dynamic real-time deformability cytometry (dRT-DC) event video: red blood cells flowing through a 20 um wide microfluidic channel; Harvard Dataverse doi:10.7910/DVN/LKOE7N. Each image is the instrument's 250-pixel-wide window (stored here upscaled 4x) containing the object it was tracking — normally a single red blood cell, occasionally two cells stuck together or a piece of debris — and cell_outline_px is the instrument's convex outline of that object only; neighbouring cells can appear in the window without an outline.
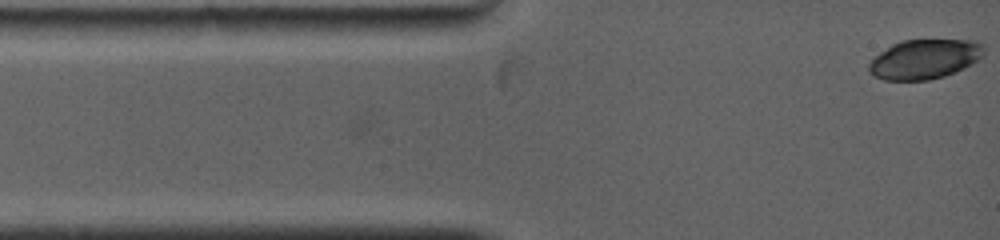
{"species": "common noctule bat (a hibernating species)", "species_latin": "Nyctalus noctula", "temperature_condition": "warm", "stored_images_in_passage": 3, "camera_frame_rate_fps": 5000, "um_per_image_px": 0.085, "animal": {"sex": "female", "body_mass_g": 19.0, "forearm_length_mm": 53.3}, "frame": {"image": 1, "passage_image": 3, "time_ms": 0.4, "image_size_px": [1000, 240], "cell_outline_px": [[984, 48], [980, 56], [976, 60], [964, 68], [944, 76], [928, 80], [884, 80], [876, 76], [868, 68], [868, 64], [880, 52], [892, 44], [904, 40], [976, 40], [984, 44]], "centroid_in_image_um": [78.59, 5.02], "position_along_channel_um": 6.4, "area_um2": 26.18}}